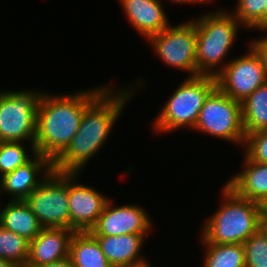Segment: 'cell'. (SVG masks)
Wrapping results in <instances>:
<instances>
[{"label": "cell", "mask_w": 267, "mask_h": 267, "mask_svg": "<svg viewBox=\"0 0 267 267\" xmlns=\"http://www.w3.org/2000/svg\"><path fill=\"white\" fill-rule=\"evenodd\" d=\"M0 225L32 241L43 229L38 218L24 200H10L0 209Z\"/></svg>", "instance_id": "obj_18"}, {"label": "cell", "mask_w": 267, "mask_h": 267, "mask_svg": "<svg viewBox=\"0 0 267 267\" xmlns=\"http://www.w3.org/2000/svg\"><path fill=\"white\" fill-rule=\"evenodd\" d=\"M24 202L43 228L70 229L67 173L52 170Z\"/></svg>", "instance_id": "obj_8"}, {"label": "cell", "mask_w": 267, "mask_h": 267, "mask_svg": "<svg viewBox=\"0 0 267 267\" xmlns=\"http://www.w3.org/2000/svg\"><path fill=\"white\" fill-rule=\"evenodd\" d=\"M52 170L53 162L36 153L26 164L0 177V191L12 195L11 200H24Z\"/></svg>", "instance_id": "obj_13"}, {"label": "cell", "mask_w": 267, "mask_h": 267, "mask_svg": "<svg viewBox=\"0 0 267 267\" xmlns=\"http://www.w3.org/2000/svg\"><path fill=\"white\" fill-rule=\"evenodd\" d=\"M194 130L243 146L246 136L241 103L216 87L206 98Z\"/></svg>", "instance_id": "obj_7"}, {"label": "cell", "mask_w": 267, "mask_h": 267, "mask_svg": "<svg viewBox=\"0 0 267 267\" xmlns=\"http://www.w3.org/2000/svg\"><path fill=\"white\" fill-rule=\"evenodd\" d=\"M243 160L244 169L225 185L237 196L263 204L267 200V164L254 162L246 154Z\"/></svg>", "instance_id": "obj_17"}, {"label": "cell", "mask_w": 267, "mask_h": 267, "mask_svg": "<svg viewBox=\"0 0 267 267\" xmlns=\"http://www.w3.org/2000/svg\"><path fill=\"white\" fill-rule=\"evenodd\" d=\"M194 20L197 76L215 77L233 46L241 23L228 11L216 10ZM219 67V68H217ZM215 68V69H214ZM217 69V70H216ZM216 70V71H215Z\"/></svg>", "instance_id": "obj_4"}, {"label": "cell", "mask_w": 267, "mask_h": 267, "mask_svg": "<svg viewBox=\"0 0 267 267\" xmlns=\"http://www.w3.org/2000/svg\"><path fill=\"white\" fill-rule=\"evenodd\" d=\"M241 107L245 136L267 130V82L250 94Z\"/></svg>", "instance_id": "obj_20"}, {"label": "cell", "mask_w": 267, "mask_h": 267, "mask_svg": "<svg viewBox=\"0 0 267 267\" xmlns=\"http://www.w3.org/2000/svg\"><path fill=\"white\" fill-rule=\"evenodd\" d=\"M79 175L80 173H67L70 229L85 232L95 226L109 199L93 187L76 183Z\"/></svg>", "instance_id": "obj_11"}, {"label": "cell", "mask_w": 267, "mask_h": 267, "mask_svg": "<svg viewBox=\"0 0 267 267\" xmlns=\"http://www.w3.org/2000/svg\"><path fill=\"white\" fill-rule=\"evenodd\" d=\"M196 39V24L189 20L177 26L169 25L148 42L165 64L188 72V77H196Z\"/></svg>", "instance_id": "obj_9"}, {"label": "cell", "mask_w": 267, "mask_h": 267, "mask_svg": "<svg viewBox=\"0 0 267 267\" xmlns=\"http://www.w3.org/2000/svg\"><path fill=\"white\" fill-rule=\"evenodd\" d=\"M27 152L22 142H0V176L26 164L37 153L30 156Z\"/></svg>", "instance_id": "obj_23"}, {"label": "cell", "mask_w": 267, "mask_h": 267, "mask_svg": "<svg viewBox=\"0 0 267 267\" xmlns=\"http://www.w3.org/2000/svg\"><path fill=\"white\" fill-rule=\"evenodd\" d=\"M248 47L247 54L225 62L215 76L216 87L240 103L267 82L260 57L250 45Z\"/></svg>", "instance_id": "obj_10"}, {"label": "cell", "mask_w": 267, "mask_h": 267, "mask_svg": "<svg viewBox=\"0 0 267 267\" xmlns=\"http://www.w3.org/2000/svg\"><path fill=\"white\" fill-rule=\"evenodd\" d=\"M148 234L94 236L112 267H129L146 261L140 256Z\"/></svg>", "instance_id": "obj_16"}, {"label": "cell", "mask_w": 267, "mask_h": 267, "mask_svg": "<svg viewBox=\"0 0 267 267\" xmlns=\"http://www.w3.org/2000/svg\"><path fill=\"white\" fill-rule=\"evenodd\" d=\"M108 200L95 226L89 231L93 236H118L147 234L153 222L144 208L130 204L113 206Z\"/></svg>", "instance_id": "obj_12"}, {"label": "cell", "mask_w": 267, "mask_h": 267, "mask_svg": "<svg viewBox=\"0 0 267 267\" xmlns=\"http://www.w3.org/2000/svg\"><path fill=\"white\" fill-rule=\"evenodd\" d=\"M130 25L147 40L170 23L161 0H119Z\"/></svg>", "instance_id": "obj_15"}, {"label": "cell", "mask_w": 267, "mask_h": 267, "mask_svg": "<svg viewBox=\"0 0 267 267\" xmlns=\"http://www.w3.org/2000/svg\"><path fill=\"white\" fill-rule=\"evenodd\" d=\"M170 1H172L173 3H180V4H183V3H192V4H194V3H205L206 4V2L207 3H209L210 1H212V0H170Z\"/></svg>", "instance_id": "obj_30"}, {"label": "cell", "mask_w": 267, "mask_h": 267, "mask_svg": "<svg viewBox=\"0 0 267 267\" xmlns=\"http://www.w3.org/2000/svg\"><path fill=\"white\" fill-rule=\"evenodd\" d=\"M245 267H267V238L259 229L243 243Z\"/></svg>", "instance_id": "obj_24"}, {"label": "cell", "mask_w": 267, "mask_h": 267, "mask_svg": "<svg viewBox=\"0 0 267 267\" xmlns=\"http://www.w3.org/2000/svg\"><path fill=\"white\" fill-rule=\"evenodd\" d=\"M258 54L261 59L262 65L264 67L267 76V38L260 37V39H254L249 44Z\"/></svg>", "instance_id": "obj_27"}, {"label": "cell", "mask_w": 267, "mask_h": 267, "mask_svg": "<svg viewBox=\"0 0 267 267\" xmlns=\"http://www.w3.org/2000/svg\"><path fill=\"white\" fill-rule=\"evenodd\" d=\"M110 85L58 96L42 91L37 110L34 142L36 152L53 162L70 144L79 130L84 111Z\"/></svg>", "instance_id": "obj_2"}, {"label": "cell", "mask_w": 267, "mask_h": 267, "mask_svg": "<svg viewBox=\"0 0 267 267\" xmlns=\"http://www.w3.org/2000/svg\"><path fill=\"white\" fill-rule=\"evenodd\" d=\"M222 189L224 200L203 225L200 242L202 244H243L260 229L262 206L237 196L225 184Z\"/></svg>", "instance_id": "obj_3"}, {"label": "cell", "mask_w": 267, "mask_h": 267, "mask_svg": "<svg viewBox=\"0 0 267 267\" xmlns=\"http://www.w3.org/2000/svg\"><path fill=\"white\" fill-rule=\"evenodd\" d=\"M216 88L213 76L187 77L163 105L153 127L156 132H172L180 127L194 129L206 98Z\"/></svg>", "instance_id": "obj_5"}, {"label": "cell", "mask_w": 267, "mask_h": 267, "mask_svg": "<svg viewBox=\"0 0 267 267\" xmlns=\"http://www.w3.org/2000/svg\"><path fill=\"white\" fill-rule=\"evenodd\" d=\"M262 206V219L267 220V200L261 204Z\"/></svg>", "instance_id": "obj_32"}, {"label": "cell", "mask_w": 267, "mask_h": 267, "mask_svg": "<svg viewBox=\"0 0 267 267\" xmlns=\"http://www.w3.org/2000/svg\"><path fill=\"white\" fill-rule=\"evenodd\" d=\"M265 8H264V14H263V18L261 19V21L253 28L254 30H260L262 32V30L267 26V0H265Z\"/></svg>", "instance_id": "obj_29"}, {"label": "cell", "mask_w": 267, "mask_h": 267, "mask_svg": "<svg viewBox=\"0 0 267 267\" xmlns=\"http://www.w3.org/2000/svg\"><path fill=\"white\" fill-rule=\"evenodd\" d=\"M129 267H151V264L148 263V261H144L142 263H139V264H136V265H132V266H129Z\"/></svg>", "instance_id": "obj_34"}, {"label": "cell", "mask_w": 267, "mask_h": 267, "mask_svg": "<svg viewBox=\"0 0 267 267\" xmlns=\"http://www.w3.org/2000/svg\"><path fill=\"white\" fill-rule=\"evenodd\" d=\"M206 247L204 267H245L243 244H202Z\"/></svg>", "instance_id": "obj_21"}, {"label": "cell", "mask_w": 267, "mask_h": 267, "mask_svg": "<svg viewBox=\"0 0 267 267\" xmlns=\"http://www.w3.org/2000/svg\"><path fill=\"white\" fill-rule=\"evenodd\" d=\"M29 257V241L0 225V258L25 267Z\"/></svg>", "instance_id": "obj_22"}, {"label": "cell", "mask_w": 267, "mask_h": 267, "mask_svg": "<svg viewBox=\"0 0 267 267\" xmlns=\"http://www.w3.org/2000/svg\"><path fill=\"white\" fill-rule=\"evenodd\" d=\"M260 230L265 234L267 238V220L262 219L261 225H260Z\"/></svg>", "instance_id": "obj_33"}, {"label": "cell", "mask_w": 267, "mask_h": 267, "mask_svg": "<svg viewBox=\"0 0 267 267\" xmlns=\"http://www.w3.org/2000/svg\"><path fill=\"white\" fill-rule=\"evenodd\" d=\"M38 267H74V266L72 265L70 258L66 257V258L61 259L59 261L51 262L49 264H44V265H41Z\"/></svg>", "instance_id": "obj_28"}, {"label": "cell", "mask_w": 267, "mask_h": 267, "mask_svg": "<svg viewBox=\"0 0 267 267\" xmlns=\"http://www.w3.org/2000/svg\"><path fill=\"white\" fill-rule=\"evenodd\" d=\"M42 94L33 90L0 92V142L27 140L36 152L37 110Z\"/></svg>", "instance_id": "obj_6"}, {"label": "cell", "mask_w": 267, "mask_h": 267, "mask_svg": "<svg viewBox=\"0 0 267 267\" xmlns=\"http://www.w3.org/2000/svg\"><path fill=\"white\" fill-rule=\"evenodd\" d=\"M0 267H19V266H17L14 262L0 258Z\"/></svg>", "instance_id": "obj_31"}, {"label": "cell", "mask_w": 267, "mask_h": 267, "mask_svg": "<svg viewBox=\"0 0 267 267\" xmlns=\"http://www.w3.org/2000/svg\"><path fill=\"white\" fill-rule=\"evenodd\" d=\"M243 148L252 161L267 164V130L247 135Z\"/></svg>", "instance_id": "obj_26"}, {"label": "cell", "mask_w": 267, "mask_h": 267, "mask_svg": "<svg viewBox=\"0 0 267 267\" xmlns=\"http://www.w3.org/2000/svg\"><path fill=\"white\" fill-rule=\"evenodd\" d=\"M262 31L267 32V26ZM265 37L267 38V36Z\"/></svg>", "instance_id": "obj_35"}, {"label": "cell", "mask_w": 267, "mask_h": 267, "mask_svg": "<svg viewBox=\"0 0 267 267\" xmlns=\"http://www.w3.org/2000/svg\"><path fill=\"white\" fill-rule=\"evenodd\" d=\"M74 267H112L97 239L89 232H74L69 250Z\"/></svg>", "instance_id": "obj_19"}, {"label": "cell", "mask_w": 267, "mask_h": 267, "mask_svg": "<svg viewBox=\"0 0 267 267\" xmlns=\"http://www.w3.org/2000/svg\"><path fill=\"white\" fill-rule=\"evenodd\" d=\"M111 85L84 111L79 130L70 144L53 161V170L60 173H80L87 162L101 150L112 127L131 99V90ZM121 89V90H120ZM126 89V90H125Z\"/></svg>", "instance_id": "obj_1"}, {"label": "cell", "mask_w": 267, "mask_h": 267, "mask_svg": "<svg viewBox=\"0 0 267 267\" xmlns=\"http://www.w3.org/2000/svg\"><path fill=\"white\" fill-rule=\"evenodd\" d=\"M74 232L67 228H43L29 242V257L25 267H38L69 257Z\"/></svg>", "instance_id": "obj_14"}, {"label": "cell", "mask_w": 267, "mask_h": 267, "mask_svg": "<svg viewBox=\"0 0 267 267\" xmlns=\"http://www.w3.org/2000/svg\"><path fill=\"white\" fill-rule=\"evenodd\" d=\"M238 3L231 14L241 23L242 28H254L263 18L265 0H237Z\"/></svg>", "instance_id": "obj_25"}]
</instances>
